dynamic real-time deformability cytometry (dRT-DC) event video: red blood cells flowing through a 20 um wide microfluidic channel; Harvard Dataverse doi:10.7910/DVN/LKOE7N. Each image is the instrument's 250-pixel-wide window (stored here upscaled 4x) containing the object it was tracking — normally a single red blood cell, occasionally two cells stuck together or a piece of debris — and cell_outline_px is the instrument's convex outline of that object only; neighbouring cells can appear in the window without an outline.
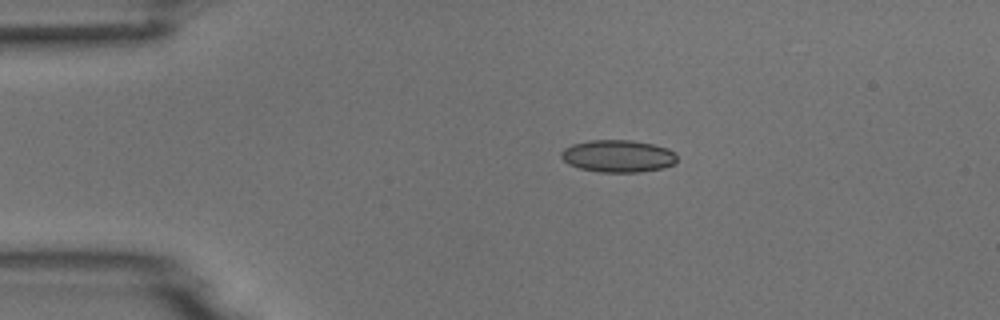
{"species": "common noctule bat (a hibernating species)", "species_latin": "Nyctalus noctula", "temperature_condition": "room temperature", "stored_images_in_passage": 3, "camera_frame_rate_fps": 3000, "um_per_image_px": 0.085, "animal": {"sex": "male", "body_mass_g": 18.8}, "frame": {"image": 1, "passage_image": 3, "time_ms": 2.333, "image_size_px": [1000, 320], "cell_outline_px": [[676, 164], [664, 168], [640, 172], [600, 172], [580, 168], [568, 164], [560, 156], [560, 152], [564, 148], [572, 144], [588, 140], [632, 140], [652, 144], [668, 148], [676, 152]], "centroid_in_image_um": [52.54, 13.26], "position_along_channel_um": 32.5, "area_um2": 22.02}}